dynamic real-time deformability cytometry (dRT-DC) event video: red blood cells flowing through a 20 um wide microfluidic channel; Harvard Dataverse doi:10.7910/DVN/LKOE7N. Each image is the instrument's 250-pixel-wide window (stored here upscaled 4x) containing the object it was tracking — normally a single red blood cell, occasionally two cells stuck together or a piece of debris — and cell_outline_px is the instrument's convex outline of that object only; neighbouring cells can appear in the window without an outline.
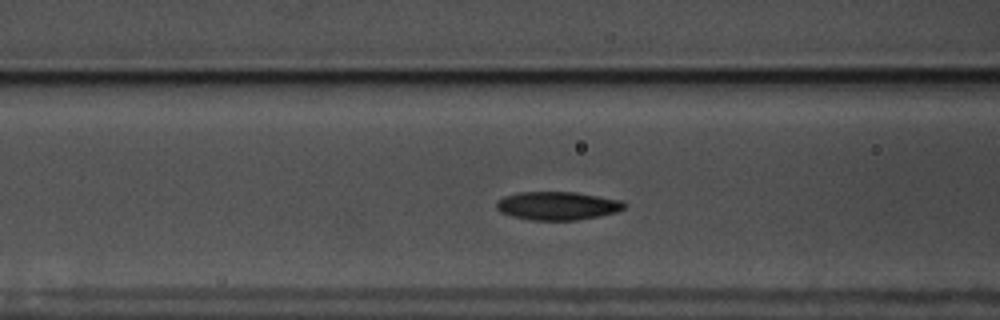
{"species": "common noctule bat (a hibernating species)", "species_latin": "Nyctalus noctula", "temperature_condition": "warm", "stored_images_in_passage": 53, "camera_frame_rate_fps": 3000, "um_per_image_px": 0.085, "animal": {"sex": "male", "body_mass_g": 17.5, "forearm_length_mm": 52.3}, "frame": {"image": 1, "passage_image": 17, "time_ms": 5.333, "image_size_px": [1000, 320], "cell_outline_px": [[628, 204], [624, 208], [616, 212], [600, 216], [576, 220], [528, 220], [512, 216], [500, 212], [496, 208], [496, 200], [504, 196], [520, 192], [576, 192], [620, 200]], "centroid_in_image_um": [47.36, 17.49], "position_along_channel_um": 119.2, "area_um2": 21.21}}
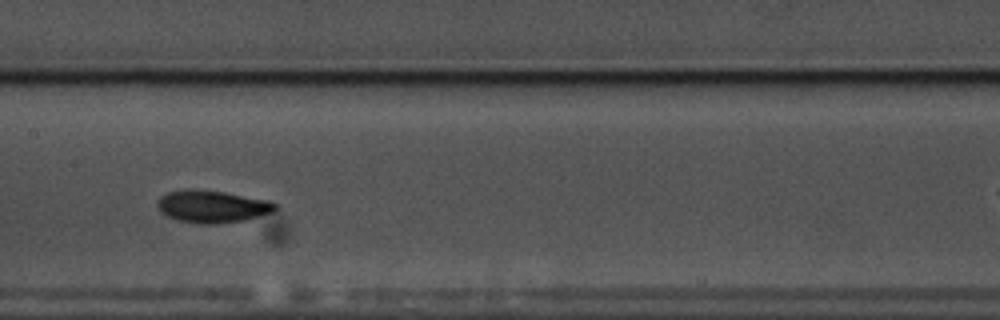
{"frame": {"image": 2, "passage_image": 23, "time_ms": 7.333, "image_size_px": [1000, 320], "cell_outline_px": [[276, 208], [272, 212], [244, 220], [216, 224], [196, 224], [176, 220], [160, 212], [156, 208], [156, 200], [160, 196], [168, 192], [188, 188], [192, 188], [224, 192], [272, 200], [276, 204]], "centroid_in_image_um": [17.99, 17.54], "position_along_channel_um": 189.4, "area_um2": 22.6}}
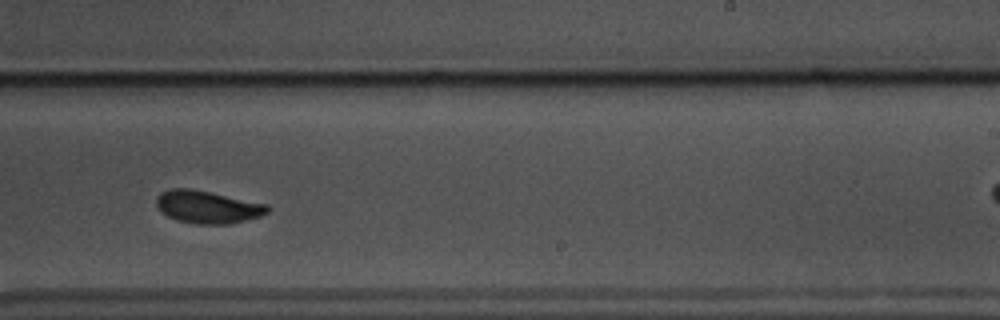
{"frame": {"image": 3, "passage_image": 30, "time_ms": 9.667, "image_size_px": [1000, 320], "cell_outline_px": [[272, 208], [268, 212], [260, 216], [228, 224], [196, 224], [176, 220], [168, 216], [156, 204], [156, 196], [160, 192], [168, 188], [188, 188], [268, 204]], "centroid_in_image_um": [17.64, 17.59], "position_along_channel_um": 271.4, "area_um2": 20.98}, "authors_computed_cell_mechanics": {"area_um2": 20.7502, "velocity_mm_per_s": 3.5237, "shape_relaxation_time_tau1_ms": 2.9682, "shape_relaxation_time_tau2_ms": 2.3151, "deformation_change_tau1": 0.1089, "deformation_change_tau2": 0.0697}}